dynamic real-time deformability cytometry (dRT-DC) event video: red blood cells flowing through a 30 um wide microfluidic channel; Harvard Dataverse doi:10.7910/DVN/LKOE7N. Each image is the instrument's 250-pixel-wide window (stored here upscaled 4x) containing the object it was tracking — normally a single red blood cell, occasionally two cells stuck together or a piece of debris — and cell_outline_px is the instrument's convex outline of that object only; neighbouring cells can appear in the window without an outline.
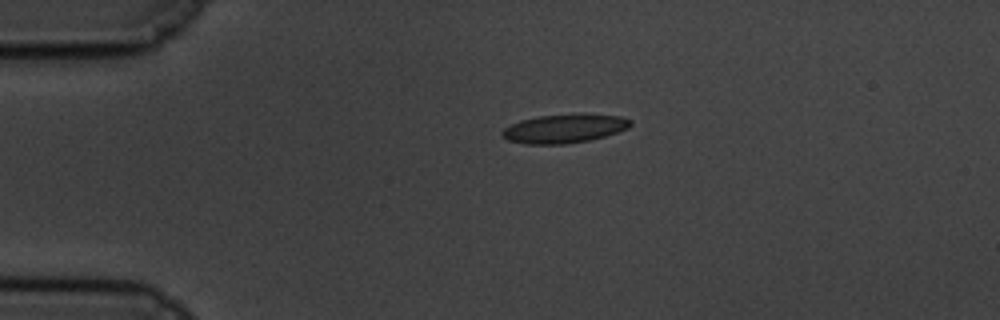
{"species": "common noctule bat (a hibernating species)", "species_latin": "Nyctalus noctula", "temperature_condition": "cold", "stored_images_in_passage": 47, "camera_frame_rate_fps": 3000, "um_per_image_px": 0.085, "animal": {"sex": "male", "body_mass_g": 19.5, "forearm_length_mm": 54.6}, "frame": {"image": 1, "passage_image": 1, "time_ms": 0.0, "image_size_px": [1000, 320], "cell_outline_px": [[632, 124], [628, 128], [592, 140], [564, 144], [524, 144], [508, 140], [500, 136], [500, 132], [504, 128], [520, 120], [540, 116], [620, 116], [632, 120]], "centroid_in_image_um": [47.9, 10.97], "position_along_channel_um": 37.1, "area_um2": 20.81}}
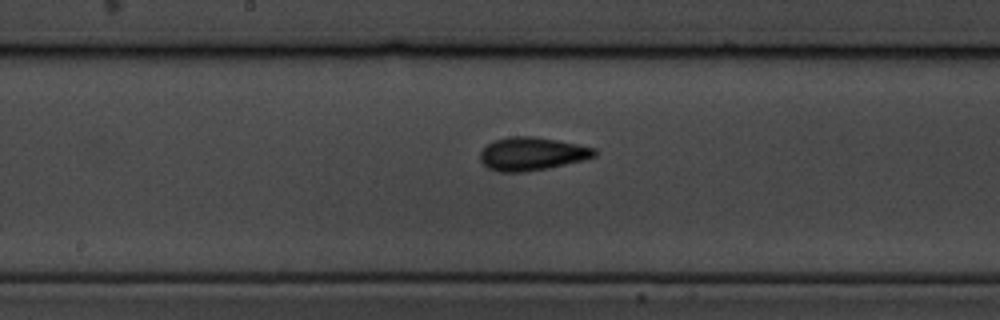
{"frame": {"image": 2, "passage_image": 19, "time_ms": 6.0, "image_size_px": [1000, 320], "cell_outline_px": [[596, 156], [584, 160], [548, 168], [520, 172], [500, 172], [488, 168], [480, 160], [480, 152], [488, 144], [496, 140], [508, 136], [532, 136], [556, 140], [596, 148]], "centroid_in_image_um": [45.21, 13.07], "position_along_channel_um": 203.0, "area_um2": 21.96}}
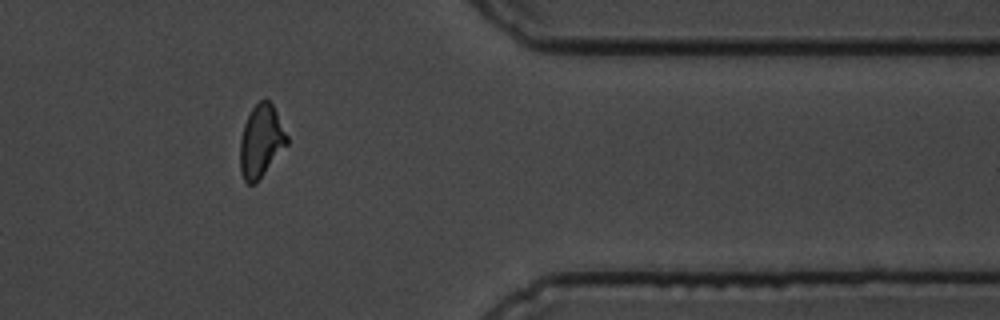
{"frame": {"image": 3, "passage_image": 37, "time_ms": 12.0, "image_size_px": [1000, 320], "cell_outline_px": [[288, 144], [256, 184], [248, 184], [244, 180], [240, 172], [240, 140], [244, 124], [252, 108], [260, 100], [268, 100], [272, 104], [288, 136]], "centroid_in_image_um": [22.18, 12.03], "position_along_channel_um": 389.2, "area_um2": 19.77}, "authors_computed_cell_mechanics": {"area_um2": 20.3456, "velocity_mm_per_s": 3.3893, "shape_relaxation_time_tau1_ms": 4.5538, "shape_relaxation_time_tau2_ms": 1.5027, "deformation_change_tau1": 0.1257, "deformation_change_tau2": 0.0755}}